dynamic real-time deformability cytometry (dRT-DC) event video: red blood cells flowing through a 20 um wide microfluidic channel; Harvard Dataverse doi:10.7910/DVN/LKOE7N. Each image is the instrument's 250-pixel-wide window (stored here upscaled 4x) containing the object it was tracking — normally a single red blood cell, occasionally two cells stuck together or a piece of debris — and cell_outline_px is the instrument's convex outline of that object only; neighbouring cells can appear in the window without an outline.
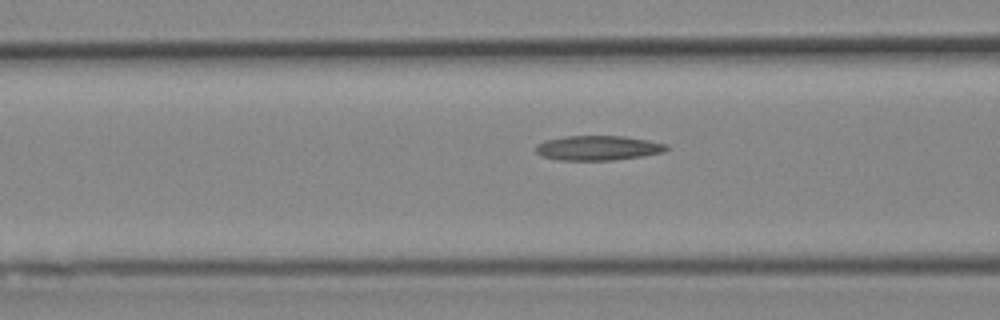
{"species": "Egyptian fruit bat (a non-hibernating species)", "species_latin": "Rousettus aegyptiacus", "temperature_condition": "cold", "stored_images_in_passage": 22, "camera_frame_rate_fps": 3000, "um_per_image_px": 0.085, "animal": {"sex": "female"}, "frame": {"image": 1, "passage_image": 4, "time_ms": 1.0, "image_size_px": [1000, 320], "cell_outline_px": [[668, 148], [664, 152], [644, 156], [612, 160], [560, 160], [540, 156], [536, 152], [536, 144], [544, 140], [564, 136], [624, 136], [648, 140], [668, 144]], "centroid_in_image_um": [50.82, 12.57], "position_along_channel_um": 115.8, "area_um2": 18.96}}
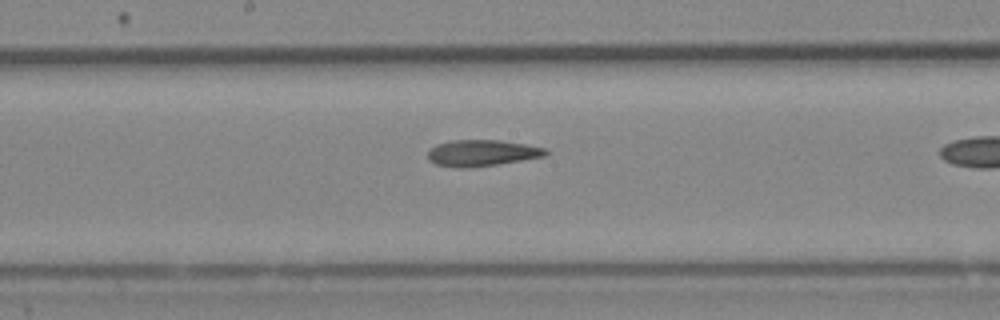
{"frame": {"image": 2, "passage_image": 11, "time_ms": 3.333, "image_size_px": [1000, 320], "cell_outline_px": [[548, 152], [544, 156], [472, 168], [460, 168], [436, 164], [428, 160], [428, 152], [436, 144], [452, 140], [500, 140], [524, 144], [544, 148]], "centroid_in_image_um": [40.91, 13.0], "position_along_channel_um": 207.3, "area_um2": 17.86}}
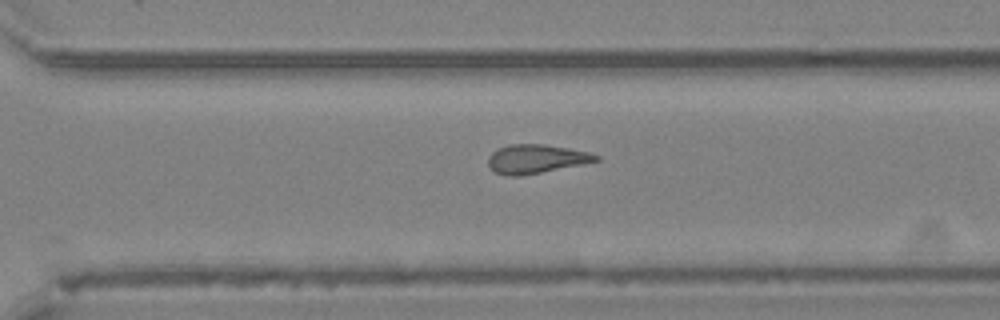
{"frame": {"image": 3, "passage_image": 20, "time_ms": 6.333, "image_size_px": [1000, 320], "cell_outline_px": [[600, 160], [540, 172], [516, 176], [508, 176], [496, 172], [488, 164], [488, 156], [492, 152], [508, 144], [544, 144], [568, 148], [588, 152], [600, 156]], "centroid_in_image_um": [45.55, 13.49], "position_along_channel_um": 325.1, "area_um2": 17.74}}